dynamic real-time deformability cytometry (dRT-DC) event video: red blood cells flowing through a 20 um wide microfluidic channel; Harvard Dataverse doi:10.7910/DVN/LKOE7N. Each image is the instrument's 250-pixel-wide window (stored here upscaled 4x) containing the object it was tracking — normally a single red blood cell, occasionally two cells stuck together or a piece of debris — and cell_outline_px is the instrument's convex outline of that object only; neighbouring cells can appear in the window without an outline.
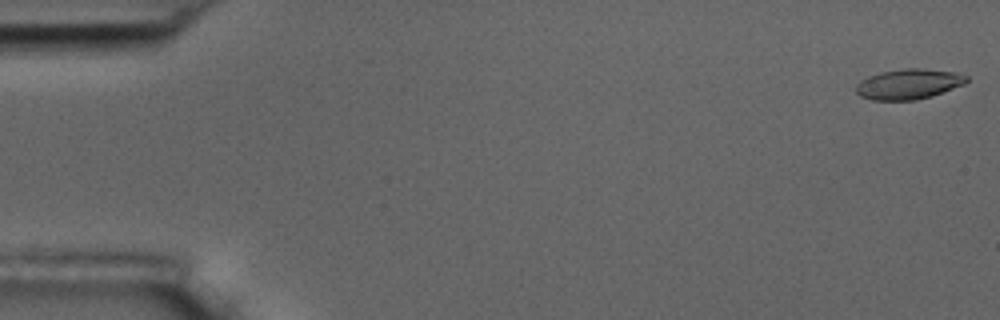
{"species": "common noctule bat (a hibernating species)", "species_latin": "Nyctalus noctula", "temperature_condition": "room temperature", "stored_images_in_passage": 6, "camera_frame_rate_fps": 3000, "um_per_image_px": 0.085, "animal": {"sex": "male", "body_mass_g": 17.5, "forearm_length_mm": 52.3}, "frame": {"image": 1, "passage_image": 1, "time_ms": 0.0, "image_size_px": [1000, 320], "cell_outline_px": [[968, 80], [964, 84], [932, 96], [916, 100], [872, 100], [860, 96], [856, 92], [856, 84], [860, 80], [868, 76], [880, 72], [904, 68], [920, 68], [956, 72], [968, 76]], "centroid_in_image_um": [77.22, 7.14], "position_along_channel_um": 7.8, "area_um2": 19.59}}
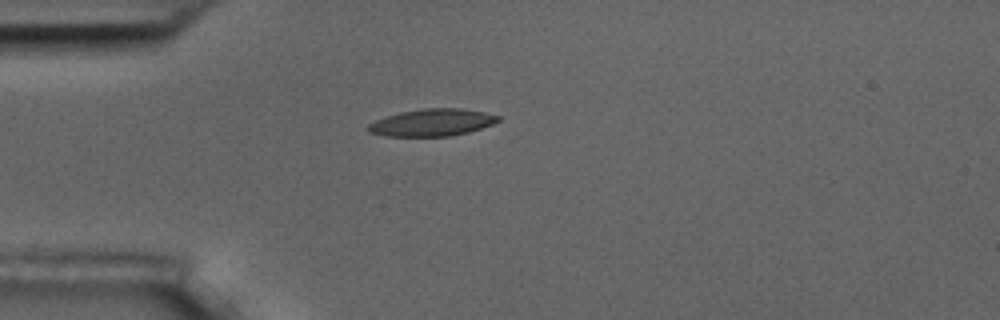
{"frame": {"image": 2, "passage_image": 5, "time_ms": 4.667, "image_size_px": [1000, 320], "cell_outline_px": [[500, 120], [492, 124], [468, 132], [452, 136], [384, 136], [368, 132], [368, 124], [376, 120], [400, 112], [424, 108], [460, 108], [484, 112], [500, 116]], "centroid_in_image_um": [36.73, 10.41], "position_along_channel_um": 48.3, "area_um2": 20.46}}